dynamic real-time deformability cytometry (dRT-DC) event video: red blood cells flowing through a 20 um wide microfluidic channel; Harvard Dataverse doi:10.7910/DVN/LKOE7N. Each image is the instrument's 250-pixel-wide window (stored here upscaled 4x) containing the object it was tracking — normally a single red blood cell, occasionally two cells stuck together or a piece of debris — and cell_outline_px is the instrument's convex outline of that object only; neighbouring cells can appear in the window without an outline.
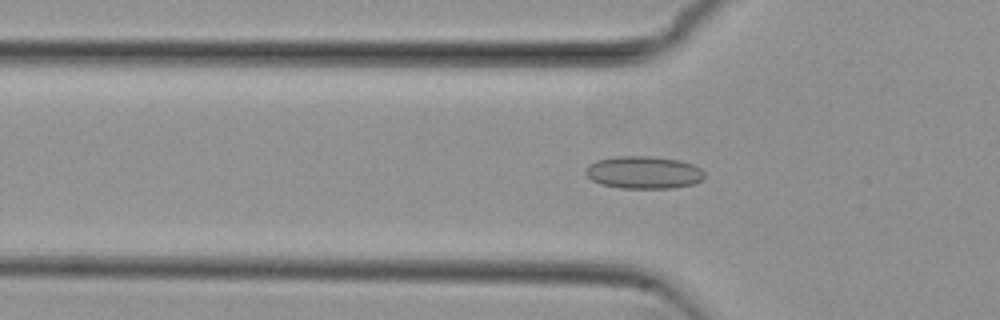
{"species": "common noctule bat (a hibernating species)", "species_latin": "Nyctalus noctula", "temperature_condition": "cold", "stored_images_in_passage": 52, "camera_frame_rate_fps": 3000, "um_per_image_px": 0.085, "animal": {"sex": "female", "body_mass_g": 29.2, "forearm_length_mm": 56.3}, "frame": {"image": 1, "passage_image": 16, "time_ms": 5.0, "image_size_px": [1000, 320], "cell_outline_px": [[704, 180], [692, 184], [672, 188], [620, 188], [600, 184], [592, 180], [584, 172], [596, 160], [616, 156], [648, 156], [680, 160], [692, 164], [700, 168], [704, 172]], "centroid_in_image_um": [54.73, 14.66], "position_along_channel_um": 71.1, "area_um2": 22.48}}
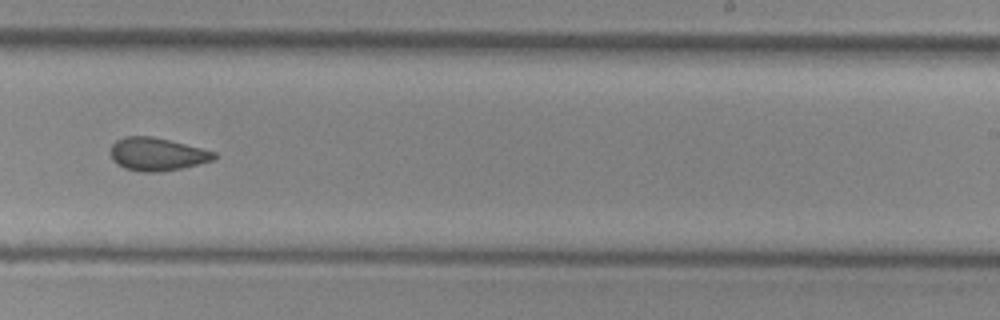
{"frame": {"image": 2, "passage_image": 32, "time_ms": 10.333, "image_size_px": [1000, 320], "cell_outline_px": [[216, 156], [212, 160], [180, 168], [160, 172], [140, 172], [124, 168], [116, 164], [112, 160], [112, 144], [116, 140], [124, 136], [152, 136], [216, 152]], "centroid_in_image_um": [13.3, 13.11], "position_along_channel_um": 275.7, "area_um2": 19.65}}
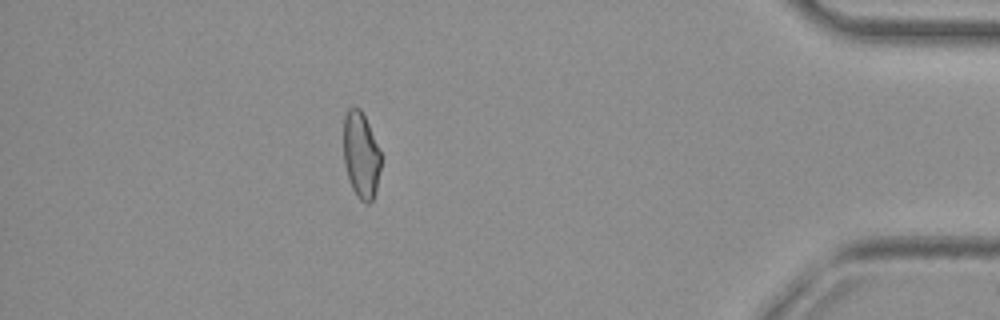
{"frame": {"image": 3, "passage_image": 46, "time_ms": 15.0, "image_size_px": [1000, 320], "cell_outline_px": [[380, 168], [376, 192], [372, 200], [368, 204], [364, 204], [356, 196], [352, 188], [344, 164], [344, 116], [348, 108], [352, 104], [360, 108], [368, 124], [380, 152]], "centroid_in_image_um": [30.67, 13.19], "position_along_channel_um": 404.5, "area_um2": 18.79}, "authors_computed_cell_mechanics": {"area_um2": 20.1722, "velocity_mm_per_s": 3.832, "shape_relaxation_time_tau1_ms": null, "shape_relaxation_time_tau2_ms": 1.9564, "deformation_change_tau1": null, "deformation_change_tau2": 0.0825}}